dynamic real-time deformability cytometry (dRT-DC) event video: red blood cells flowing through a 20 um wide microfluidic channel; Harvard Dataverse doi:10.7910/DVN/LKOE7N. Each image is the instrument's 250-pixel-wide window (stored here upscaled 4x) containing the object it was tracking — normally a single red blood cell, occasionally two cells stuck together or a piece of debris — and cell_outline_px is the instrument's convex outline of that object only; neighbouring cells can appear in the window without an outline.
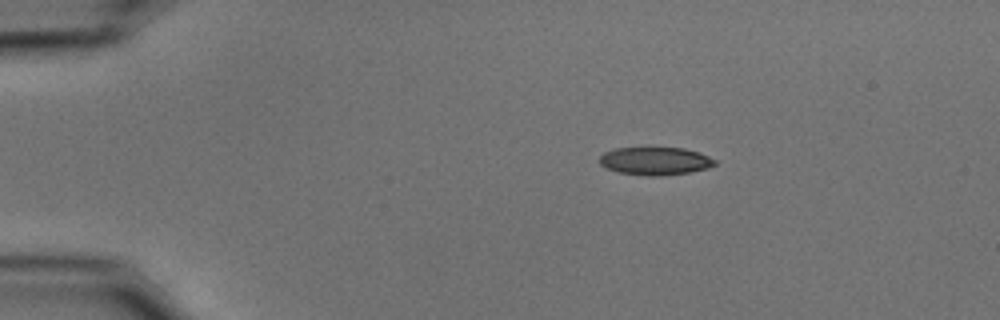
{"species": "common noctule bat (a hibernating species)", "species_latin": "Nyctalus noctula", "temperature_condition": "cold", "stored_images_in_passage": 45, "camera_frame_rate_fps": 3000, "um_per_image_px": 0.085, "animal": {"sex": "male", "body_mass_g": 15.6}, "frame": {"image": 1, "passage_image": 1, "time_ms": 0.0, "image_size_px": [1000, 320], "cell_outline_px": [[716, 164], [708, 168], [688, 172], [656, 176], [648, 176], [620, 172], [608, 168], [600, 164], [600, 156], [604, 152], [616, 148], [652, 144], [684, 148], [700, 152], [716, 160]], "centroid_in_image_um": [55.69, 13.62], "position_along_channel_um": 29.3, "area_um2": 19.54}}
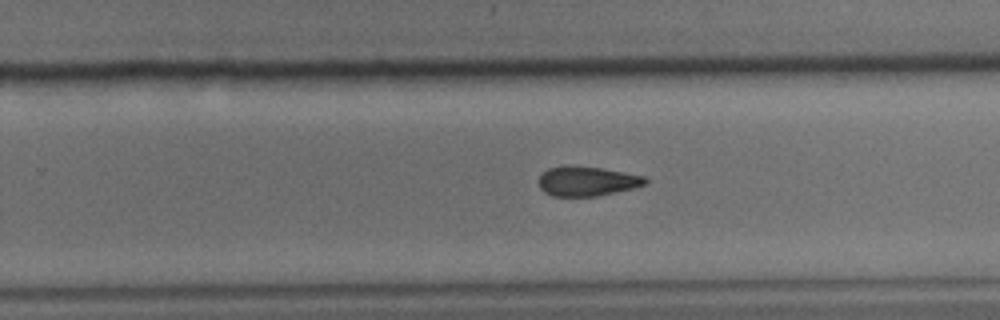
{"frame": {"image": 2, "passage_image": 26, "time_ms": 8.333, "image_size_px": [1000, 320], "cell_outline_px": [[648, 180], [644, 184], [632, 188], [596, 196], [552, 196], [544, 192], [540, 188], [536, 180], [548, 168], [604, 168], [648, 176]], "centroid_in_image_um": [49.92, 15.43], "position_along_channel_um": 279.9, "area_um2": 17.92}}
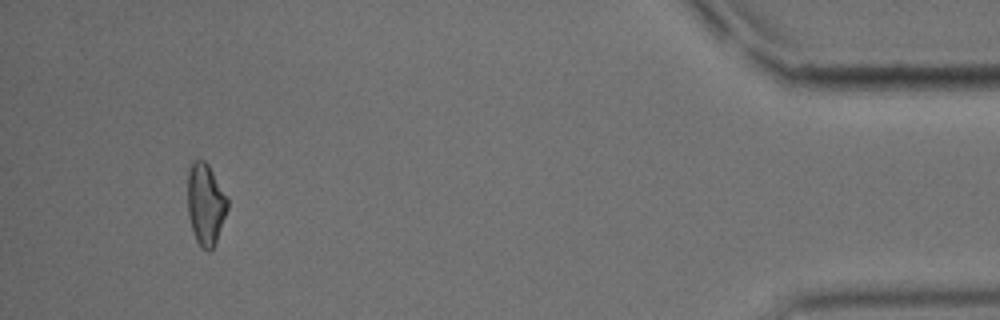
{"frame": {"image": 3, "passage_image": 42, "time_ms": 13.667, "image_size_px": [1000, 320], "cell_outline_px": [[228, 208], [216, 244], [208, 252], [196, 240], [188, 216], [188, 168], [192, 160], [204, 160], [208, 164], [228, 200]], "centroid_in_image_um": [17.47, 17.35], "position_along_channel_um": 417.7, "area_um2": 18.84}, "authors_computed_cell_mechanics": {"area_um2": 19.1896, "velocity_mm_per_s": 3.7568, "shape_relaxation_time_tau1_ms": 9.4834, "shape_relaxation_time_tau2_ms": 6.0552, "deformation_change_tau1": 0.1709, "deformation_change_tau2": 0.1447}}